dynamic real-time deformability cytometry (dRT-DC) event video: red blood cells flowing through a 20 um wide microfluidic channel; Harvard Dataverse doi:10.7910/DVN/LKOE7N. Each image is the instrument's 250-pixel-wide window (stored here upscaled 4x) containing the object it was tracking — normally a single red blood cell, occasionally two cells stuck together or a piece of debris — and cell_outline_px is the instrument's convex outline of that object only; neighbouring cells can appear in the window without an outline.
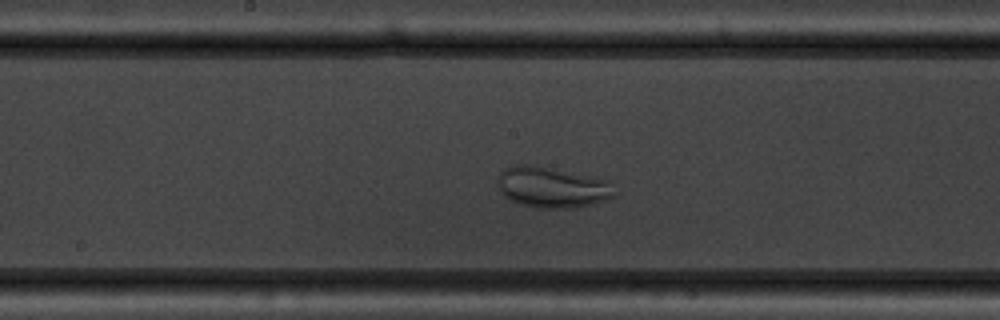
{"species": "common noctule bat (a hibernating species)", "species_latin": "Nyctalus noctula", "temperature_condition": "warm", "stored_images_in_passage": 46, "camera_frame_rate_fps": 3000, "um_per_image_px": 0.085, "animal": {"sex": "male", "body_mass_g": 19.5, "forearm_length_mm": 54.6}, "frame": {"image": 1, "passage_image": 20, "time_ms": 6.333, "image_size_px": [1000, 320], "cell_outline_px": [[612, 196], [604, 200], [592, 204], [576, 208], [536, 208], [520, 204], [508, 200], [500, 192], [496, 184], [496, 180], [500, 172], [504, 168], [516, 164], [532, 164], [596, 176], [608, 180]], "centroid_in_image_um": [46.83, 15.9], "position_along_channel_um": 201.4, "area_um2": 28.15}}
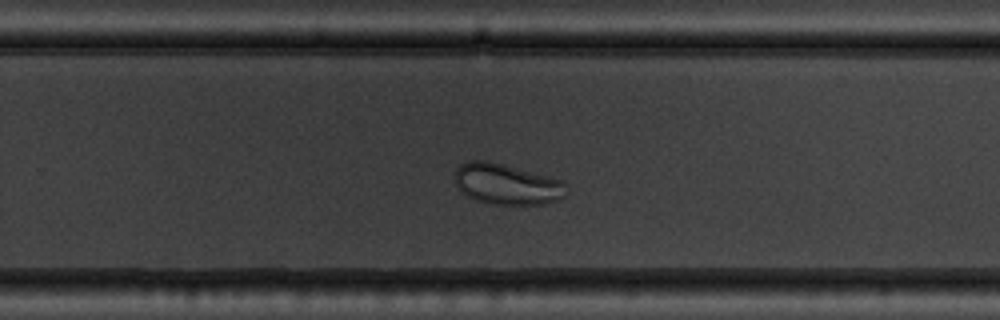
{"frame": {"image": 2, "passage_image": 27, "time_ms": 8.667, "image_size_px": [1000, 320], "cell_outline_px": [[564, 196], [556, 200], [544, 204], [488, 204], [476, 200], [468, 196], [456, 188], [456, 168], [460, 164], [468, 160], [488, 160], [564, 180]], "centroid_in_image_um": [43.03, 15.64], "position_along_channel_um": 286.8, "area_um2": 26.47}}